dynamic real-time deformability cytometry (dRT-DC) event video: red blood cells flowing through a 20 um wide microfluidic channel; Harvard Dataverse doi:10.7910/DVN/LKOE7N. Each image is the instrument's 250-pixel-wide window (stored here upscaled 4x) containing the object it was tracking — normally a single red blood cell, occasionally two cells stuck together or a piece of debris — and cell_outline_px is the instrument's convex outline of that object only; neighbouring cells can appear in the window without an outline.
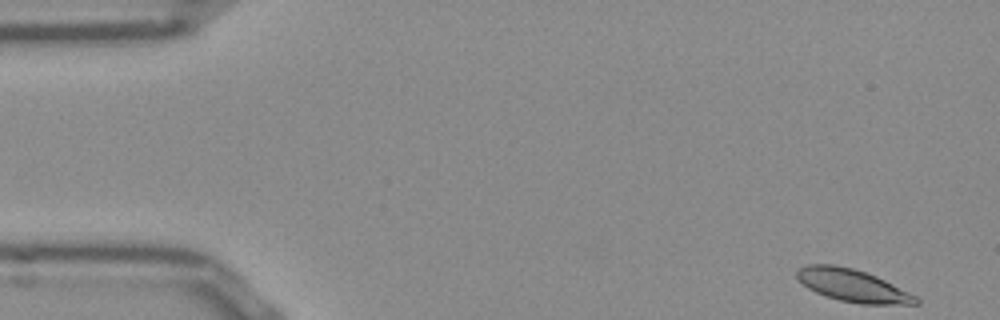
{"species": "Egyptian fruit bat (a non-hibernating species)", "species_latin": "Rousettus aegyptiacus", "temperature_condition": "room temperature", "stored_images_in_passage": 51, "camera_frame_rate_fps": 3000, "um_per_image_px": 0.085, "frame": {"image": 1, "passage_image": 1, "time_ms": 0.0, "image_size_px": [1000, 320], "cell_outline_px": [[920, 304], [860, 304], [840, 300], [816, 292], [808, 288], [796, 276], [796, 268], [808, 264], [832, 264], [852, 268], [876, 276], [916, 296], [920, 300]], "centroid_in_image_um": [72.46, 24.26], "position_along_channel_um": 12.5, "area_um2": 22.25}}
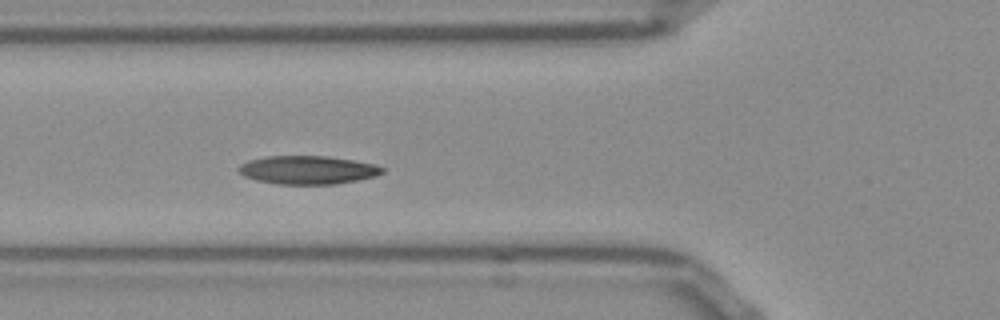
{"frame": {"image": 2, "passage_image": 17, "time_ms": 5.333, "image_size_px": [1000, 320], "cell_outline_px": [[384, 172], [376, 176], [336, 184], [276, 184], [256, 180], [244, 176], [236, 168], [240, 164], [248, 160], [268, 156], [328, 156], [376, 164], [384, 168]], "centroid_in_image_um": [26.14, 14.44], "position_along_channel_um": 99.7, "area_um2": 23.81}}
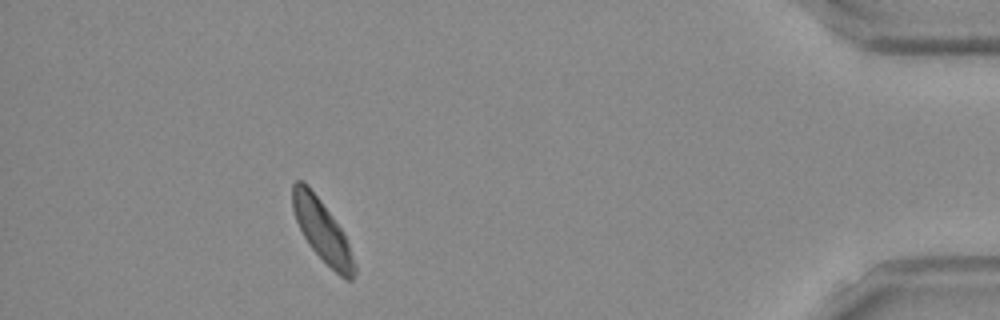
{"frame": {"image": 3, "passage_image": 46, "time_ms": 15.0, "image_size_px": [1000, 320], "cell_outline_px": [[356, 272], [352, 280], [344, 280], [308, 244], [296, 220], [292, 208], [292, 184], [296, 180], [304, 180], [320, 200], [344, 232], [356, 264]], "centroid_in_image_um": [27.39, 19.6], "position_along_channel_um": 407.8, "area_um2": 22.02}, "authors_computed_cell_mechanics": {"area_um2": 22.8888, "velocity_mm_per_s": 3.7917, "shape_relaxation_time_tau1_ms": 4.0358, "shape_relaxation_time_tau2_ms": 4.1556, "deformation_change_tau1": 0.1079, "deformation_change_tau2": 0.0853}}